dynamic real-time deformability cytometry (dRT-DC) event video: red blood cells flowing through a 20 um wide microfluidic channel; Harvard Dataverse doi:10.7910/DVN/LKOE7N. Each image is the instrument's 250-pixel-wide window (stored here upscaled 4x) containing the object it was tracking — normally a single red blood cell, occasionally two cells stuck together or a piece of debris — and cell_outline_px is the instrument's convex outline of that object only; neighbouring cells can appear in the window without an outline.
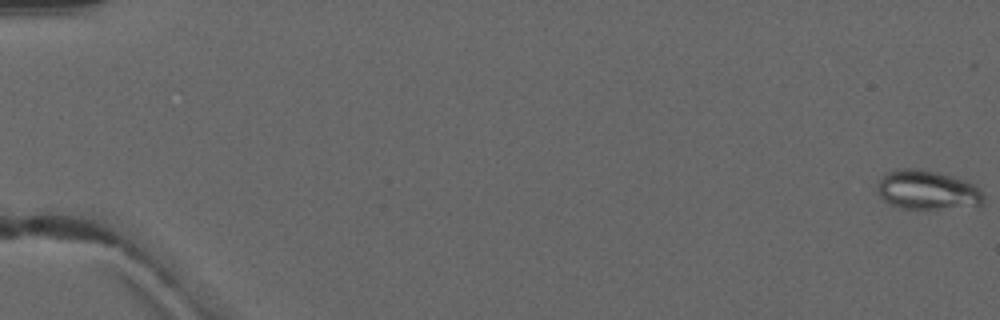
{"species": "common noctule bat (a hibernating species)", "species_latin": "Nyctalus noctula", "temperature_condition": "warm", "stored_images_in_passage": 5, "camera_frame_rate_fps": 3000, "um_per_image_px": 0.085, "animal": {"sex": "male", "forearm_length_mm": 52.5}, "frame": {"image": 1, "passage_image": 1, "time_ms": 0.0, "image_size_px": [1000, 320], "cell_outline_px": [[984, 204], [940, 208], [900, 208], [884, 200], [880, 196], [876, 188], [876, 184], [880, 176], [896, 168], [924, 168], [952, 176], [972, 184], [984, 192]], "centroid_in_image_um": [78.77, 16.11], "position_along_channel_um": 6.2, "area_um2": 24.28}}